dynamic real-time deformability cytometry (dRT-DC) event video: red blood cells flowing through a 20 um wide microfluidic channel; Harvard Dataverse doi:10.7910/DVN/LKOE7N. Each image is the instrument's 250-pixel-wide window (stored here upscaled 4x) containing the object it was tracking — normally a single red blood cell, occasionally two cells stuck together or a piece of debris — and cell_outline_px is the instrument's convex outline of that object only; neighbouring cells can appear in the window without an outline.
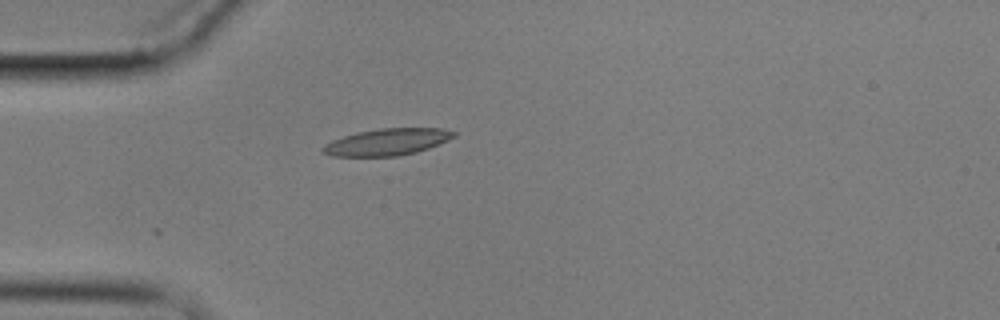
{"species": "common noctule bat (a hibernating species)", "species_latin": "Nyctalus noctula", "temperature_condition": "cold", "stored_images_in_passage": 3, "camera_frame_rate_fps": 3000, "um_per_image_px": 0.085, "animal": {"sex": "male", "body_mass_g": 17.9}, "frame": {"image": 1, "passage_image": 3, "time_ms": 3.333, "image_size_px": [1000, 320], "cell_outline_px": [[456, 136], [448, 140], [428, 148], [416, 152], [400, 156], [332, 156], [320, 152], [320, 148], [324, 144], [332, 140], [356, 132], [380, 128], [440, 128], [456, 132]], "centroid_in_image_um": [32.87, 12.07], "position_along_channel_um": 52.1, "area_um2": 20.52}}